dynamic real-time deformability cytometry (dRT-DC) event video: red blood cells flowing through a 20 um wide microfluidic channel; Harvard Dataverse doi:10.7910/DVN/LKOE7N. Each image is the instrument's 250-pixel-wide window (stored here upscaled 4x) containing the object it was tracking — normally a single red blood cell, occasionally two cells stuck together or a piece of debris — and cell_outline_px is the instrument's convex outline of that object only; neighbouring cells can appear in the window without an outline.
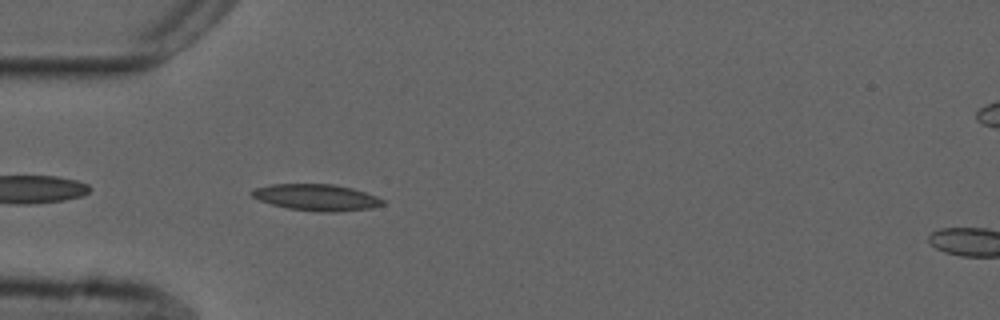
{"species": "common noctule bat (a hibernating species)", "species_latin": "Nyctalus noctula", "temperature_condition": "cold", "stored_images_in_passage": 41, "camera_frame_rate_fps": 3000, "um_per_image_px": 0.085, "animal": {"sex": "male", "forearm_length_mm": 52.5}, "frame": {"image": 1, "passage_image": 3, "time_ms": 0.667, "image_size_px": [1000, 320], "cell_outline_px": [[384, 204], [372, 208], [336, 212], [320, 212], [288, 208], [272, 204], [260, 200], [252, 196], [248, 192], [256, 188], [268, 184], [332, 184], [352, 188], [376, 196], [384, 200]], "centroid_in_image_um": [26.89, 16.78], "position_along_channel_um": 58.1, "area_um2": 20.11}}
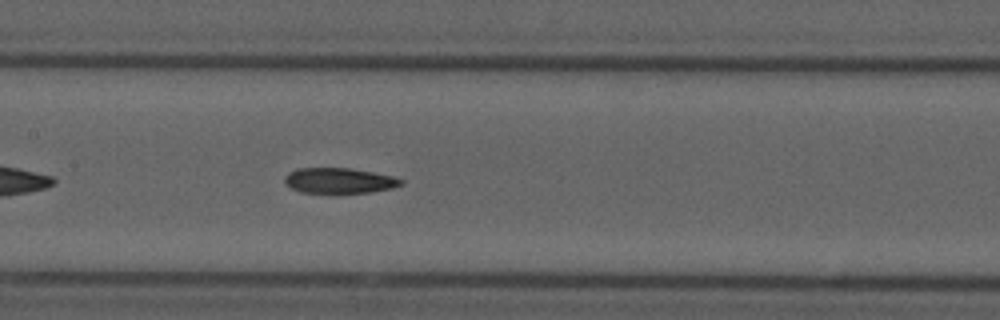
{"frame": {"image": 2, "passage_image": 13, "time_ms": 4.0, "image_size_px": [1000, 320], "cell_outline_px": [[404, 184], [392, 188], [368, 192], [336, 196], [332, 196], [300, 192], [292, 188], [284, 180], [284, 176], [288, 172], [296, 168], [352, 168], [396, 176], [404, 180]], "centroid_in_image_um": [28.85, 15.39], "position_along_channel_um": 178.6, "area_um2": 18.26}}
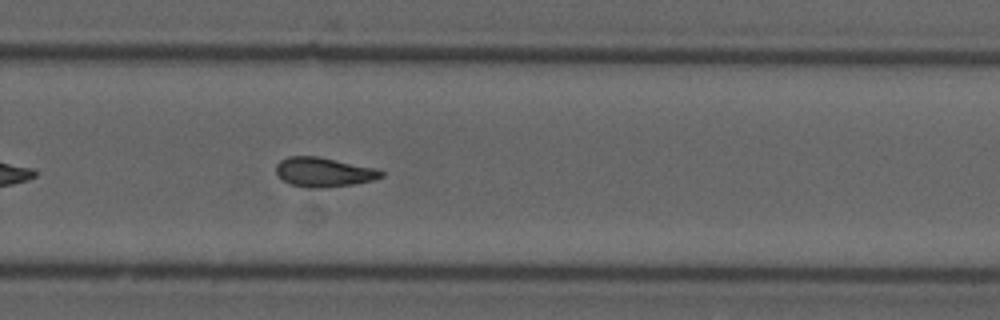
{"frame": {"image": 3, "passage_image": 23, "time_ms": 7.333, "image_size_px": [1000, 320], "cell_outline_px": [[384, 176], [372, 180], [352, 184], [324, 188], [308, 188], [288, 184], [276, 172], [276, 164], [280, 160], [288, 156], [320, 156], [376, 168], [384, 172]], "centroid_in_image_um": [27.51, 14.62], "position_along_channel_um": 302.3, "area_um2": 18.15}, "authors_computed_cell_mechanics": {"area_um2": 17.9758, "velocity_mm_per_s": 3.729, "shape_relaxation_time_tau1_ms": 6.5735, "shape_relaxation_time_tau2_ms": 4.2396, "deformation_change_tau1": 0.1489, "deformation_change_tau2": 0.1135}}